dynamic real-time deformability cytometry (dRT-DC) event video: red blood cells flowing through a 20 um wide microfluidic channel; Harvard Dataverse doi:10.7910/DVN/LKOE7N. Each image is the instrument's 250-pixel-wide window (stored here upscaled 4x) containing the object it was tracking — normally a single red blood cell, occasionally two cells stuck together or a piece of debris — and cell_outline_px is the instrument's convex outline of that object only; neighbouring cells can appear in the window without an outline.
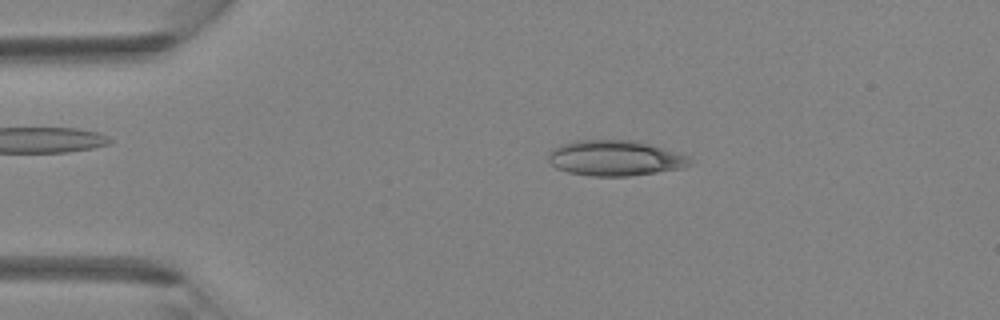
{"species": "Egyptian fruit bat (a non-hibernating species)", "species_latin": "Rousettus aegyptiacus", "temperature_condition": "room temperature", "stored_images_in_passage": 3, "camera_frame_rate_fps": 3000, "um_per_image_px": 0.085, "animal": {"sex": "female"}, "frame": {"image": 1, "passage_image": 2, "time_ms": 0.333, "image_size_px": [1000, 320], "cell_outline_px": [[692, 164], [684, 168], [628, 176], [592, 176], [568, 172], [556, 168], [548, 160], [548, 152], [552, 148], [576, 140], [636, 140], [688, 156], [692, 160]], "centroid_in_image_um": [52.27, 13.44], "position_along_channel_um": 32.7, "area_um2": 29.19}}